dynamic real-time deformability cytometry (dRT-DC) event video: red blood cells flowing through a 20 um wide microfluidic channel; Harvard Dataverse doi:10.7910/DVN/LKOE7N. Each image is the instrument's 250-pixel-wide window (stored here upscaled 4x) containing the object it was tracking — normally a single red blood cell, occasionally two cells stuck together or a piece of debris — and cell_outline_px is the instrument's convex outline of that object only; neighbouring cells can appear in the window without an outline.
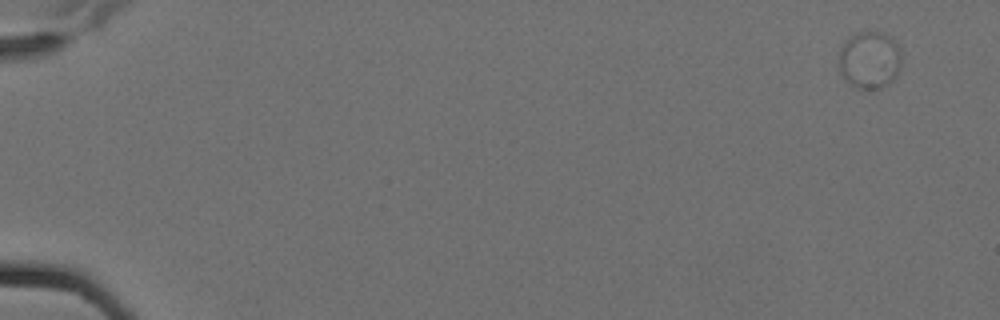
{"species": "Egyptian fruit bat (a non-hibernating species)", "species_latin": "Rousettus aegyptiacus", "temperature_condition": "cold", "stored_images_in_passage": 6, "segment_of_instrument_passage": [2, 2], "camera_frame_rate_fps": 3000, "um_per_image_px": 0.085, "animal": {"sex": "female"}, "frame": {"image": 1, "passage_image": 6, "time_ms": 1.667, "image_size_px": [1000, 320], "cell_outline_px": [[900, 64], [896, 76], [892, 80], [880, 88], [856, 88], [840, 72], [840, 48], [844, 40], [856, 32], [880, 32], [888, 36], [900, 48]], "centroid_in_image_um": [73.9, 5.07], "position_along_channel_um": 11.1, "area_um2": 20.52}}